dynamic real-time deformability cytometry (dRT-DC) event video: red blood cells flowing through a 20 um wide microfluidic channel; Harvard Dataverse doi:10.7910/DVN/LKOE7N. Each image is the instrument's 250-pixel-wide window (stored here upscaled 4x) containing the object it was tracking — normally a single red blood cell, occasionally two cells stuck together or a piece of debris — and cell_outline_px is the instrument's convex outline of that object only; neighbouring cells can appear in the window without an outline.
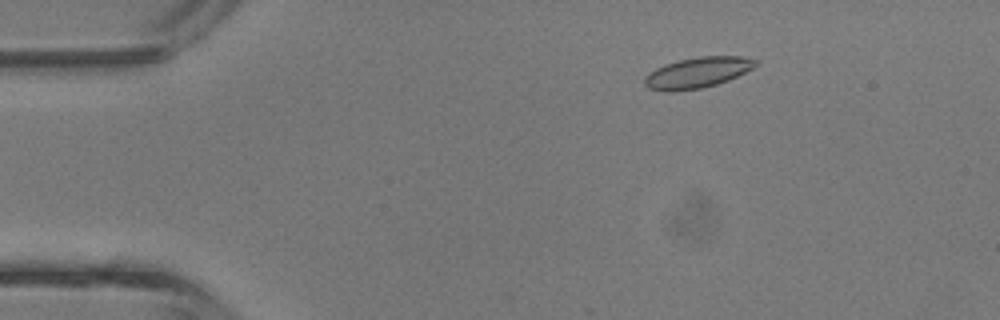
{"species": "common noctule bat (a hibernating species)", "species_latin": "Nyctalus noctula", "temperature_condition": "room temperature", "stored_images_in_passage": 9, "camera_frame_rate_fps": 3000, "um_per_image_px": 0.085, "animal": {"sex": "male", "body_mass_g": 13.3}, "frame": {"image": 1, "passage_image": 4, "time_ms": 1.0, "image_size_px": [1000, 320], "cell_outline_px": [[760, 60], [752, 68], [728, 80], [716, 84], [700, 88], [672, 92], [664, 92], [648, 88], [644, 84], [644, 76], [648, 72], [664, 64], [680, 60], [700, 56], [740, 56]], "centroid_in_image_um": [59.23, 6.17], "position_along_channel_um": 25.8, "area_um2": 19.88}}